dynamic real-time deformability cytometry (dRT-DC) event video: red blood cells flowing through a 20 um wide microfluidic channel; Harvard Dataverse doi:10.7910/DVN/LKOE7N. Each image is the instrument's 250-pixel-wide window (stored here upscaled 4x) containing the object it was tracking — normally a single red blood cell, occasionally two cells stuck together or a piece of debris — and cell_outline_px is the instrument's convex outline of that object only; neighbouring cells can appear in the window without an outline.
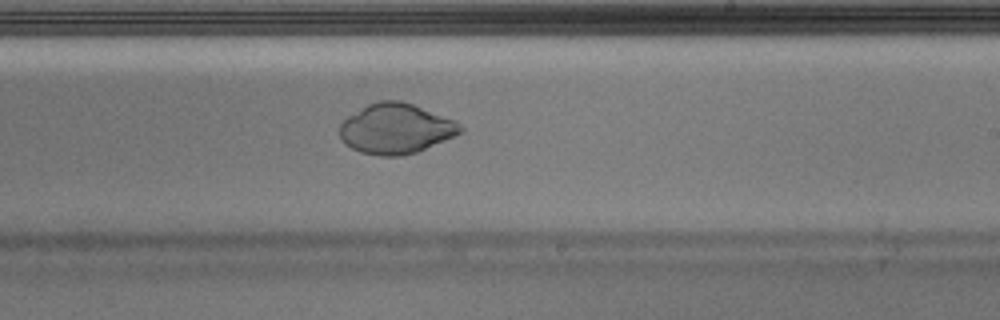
{"species": "Egyptian fruit bat (a non-hibernating species)", "species_latin": "Rousettus aegyptiacus", "temperature_condition": "warm", "stored_images_in_passage": 47, "camera_frame_rate_fps": 3000, "um_per_image_px": 0.085, "animal": {"sex": "male"}, "frame": {"image": 1, "passage_image": 27, "time_ms": 8.667, "image_size_px": [1000, 320], "cell_outline_px": [[464, 128], [460, 132], [444, 140], [416, 152], [400, 156], [380, 156], [360, 152], [344, 144], [340, 136], [340, 124], [348, 116], [368, 104], [380, 100], [400, 100], [412, 104], [456, 120]], "centroid_in_image_um": [33.63, 10.93], "position_along_channel_um": 255.4, "area_um2": 35.03}}